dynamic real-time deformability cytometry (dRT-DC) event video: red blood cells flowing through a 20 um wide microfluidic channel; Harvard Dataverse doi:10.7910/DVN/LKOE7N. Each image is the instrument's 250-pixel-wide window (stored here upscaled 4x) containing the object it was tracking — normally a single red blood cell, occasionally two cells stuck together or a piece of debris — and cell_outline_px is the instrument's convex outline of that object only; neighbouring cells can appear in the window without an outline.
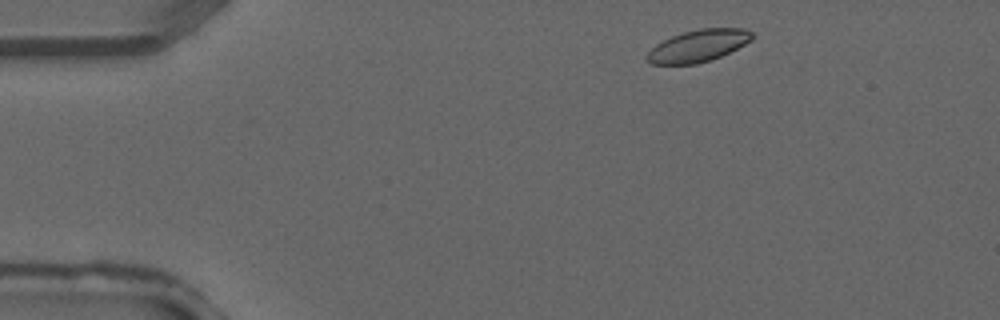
{"species": "common noctule bat (a hibernating species)", "species_latin": "Nyctalus noctula", "temperature_condition": "warm", "stored_images_in_passage": 3, "camera_frame_rate_fps": 3000, "um_per_image_px": 0.085, "animal": {"sex": "male", "forearm_length_mm": 52.5}, "frame": {"image": 1, "passage_image": 1, "time_ms": 0.0, "image_size_px": [1000, 320], "cell_outline_px": [[756, 36], [752, 40], [712, 60], [696, 64], [652, 64], [644, 60], [644, 56], [656, 44], [672, 36], [684, 32], [700, 28], [744, 28], [752, 32]], "centroid_in_image_um": [59.34, 3.89], "position_along_channel_um": 25.7, "area_um2": 19.65}}